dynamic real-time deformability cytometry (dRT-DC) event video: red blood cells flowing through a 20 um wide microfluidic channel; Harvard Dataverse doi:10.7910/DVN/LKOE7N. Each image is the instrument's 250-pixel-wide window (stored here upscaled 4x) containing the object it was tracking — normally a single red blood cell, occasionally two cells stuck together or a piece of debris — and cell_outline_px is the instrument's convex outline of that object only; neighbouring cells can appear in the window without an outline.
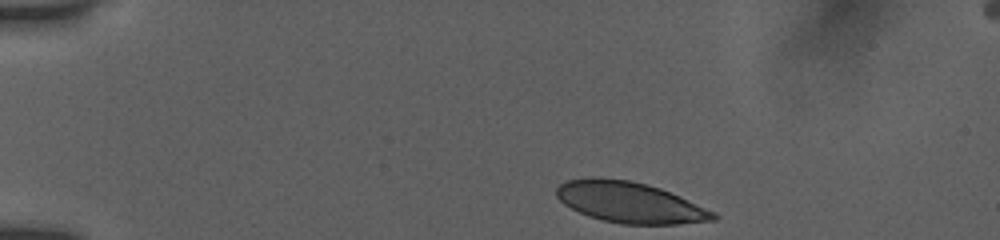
{"species": "human", "species_latin": "Homo sapiens", "temperature_condition": "room temperature", "stored_images_in_passage": 44, "camera_frame_rate_fps": 3000, "um_per_image_px": 0.085, "donor": {"sex": "female"}, "frame": {"image": 1, "passage_image": 1, "time_ms": 0.0, "image_size_px": [1000, 240], "cell_outline_px": [[720, 216], [716, 220], [676, 224], [620, 224], [588, 216], [564, 204], [556, 196], [556, 188], [560, 184], [568, 180], [588, 176], [592, 176], [628, 180], [660, 188], [680, 196], [716, 212]], "centroid_in_image_um": [53.54, 17.2], "position_along_channel_um": 31.5, "area_um2": 37.4}}
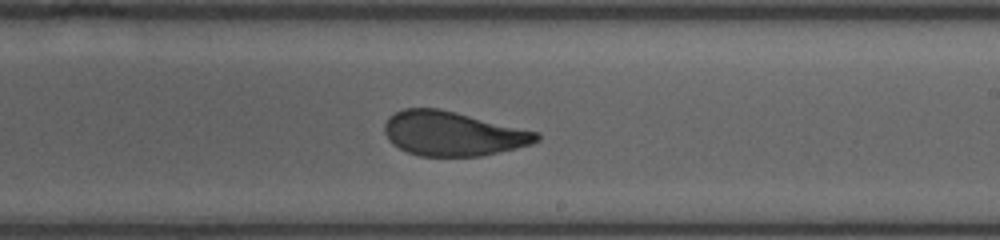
{"frame": {"image": 2, "passage_image": 24, "time_ms": 7.667, "image_size_px": [1000, 240], "cell_outline_px": [[540, 140], [532, 144], [516, 148], [480, 156], [420, 156], [408, 152], [392, 144], [388, 140], [384, 132], [384, 124], [388, 116], [404, 108], [440, 108], [540, 132]], "centroid_in_image_um": [38.49, 11.35], "position_along_channel_um": 250.5, "area_um2": 39.54}}
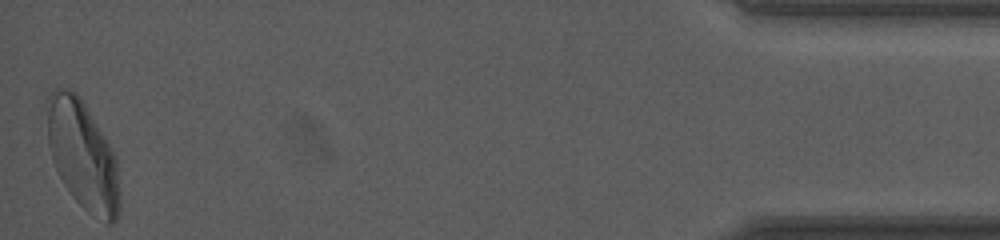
{"frame": {"image": 3, "passage_image": 44, "time_ms": 14.333, "image_size_px": [1000, 240], "cell_outline_px": [[120, 208], [116, 220], [112, 224], [108, 224], [88, 212], [72, 196], [64, 184], [52, 160], [48, 144], [44, 104], [48, 96], [56, 88], [68, 88], [76, 92], [80, 96], [112, 148], [116, 160], [120, 200]], "centroid_in_image_um": [7.0, 13.15], "position_along_channel_um": 428.2, "area_um2": 46.41}, "authors_computed_cell_mechanics": {"area_um2": 40.1999, "velocity_mm_per_s": 3.8611, "shape_relaxation_time_tau1_ms": 5.5606, "shape_relaxation_time_tau2_ms": 0.9147, "deformation_change_tau1": 0.1708, "deformation_change_tau2": 0.0807}}